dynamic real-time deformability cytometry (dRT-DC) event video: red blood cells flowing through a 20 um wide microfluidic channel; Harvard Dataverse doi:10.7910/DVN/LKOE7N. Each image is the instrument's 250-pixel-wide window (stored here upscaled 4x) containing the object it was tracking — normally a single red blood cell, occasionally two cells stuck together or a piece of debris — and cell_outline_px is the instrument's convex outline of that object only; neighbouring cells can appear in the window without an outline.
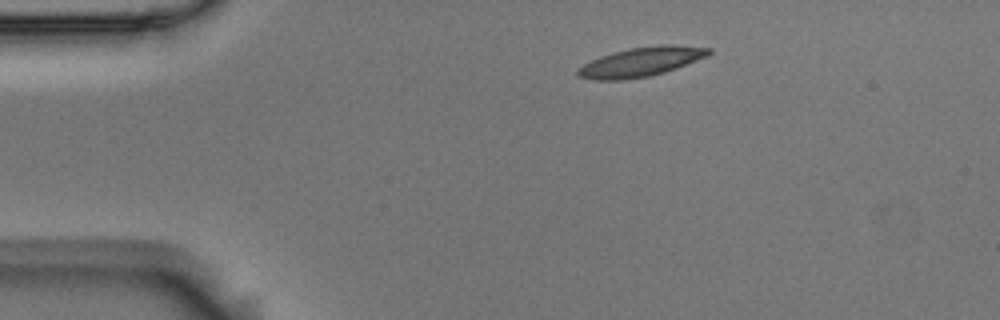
{"species": "Egyptian fruit bat (a non-hibernating species)", "species_latin": "Rousettus aegyptiacus", "temperature_condition": "room temperature", "stored_images_in_passage": 22, "camera_frame_rate_fps": 3000, "um_per_image_px": 0.085, "animal": {"sex": "male"}, "frame": {"image": 1, "passage_image": 1, "time_ms": 0.0, "image_size_px": [1000, 320], "cell_outline_px": [[712, 52], [708, 56], [664, 72], [648, 76], [624, 80], [592, 80], [580, 76], [576, 72], [576, 68], [600, 56], [612, 52], [628, 48], [660, 44], [672, 44], [712, 48]], "centroid_in_image_um": [54.49, 5.24], "position_along_channel_um": 30.5, "area_um2": 22.43}}
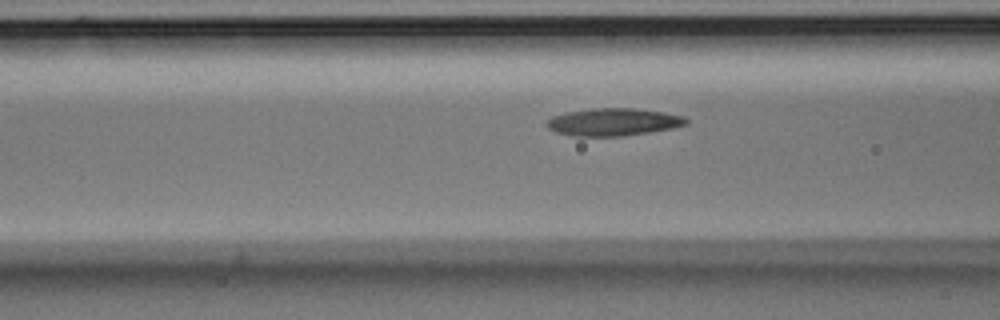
{"frame": {"image": 2, "passage_image": 12, "time_ms": 3.667, "image_size_px": [1000, 320], "cell_outline_px": [[688, 124], [672, 128], [624, 136], [572, 136], [556, 132], [548, 128], [544, 124], [552, 116], [564, 112], [592, 108], [636, 108], [664, 112], [684, 116], [688, 120]], "centroid_in_image_um": [52.11, 10.36], "position_along_channel_um": 114.5, "area_um2": 22.54}}
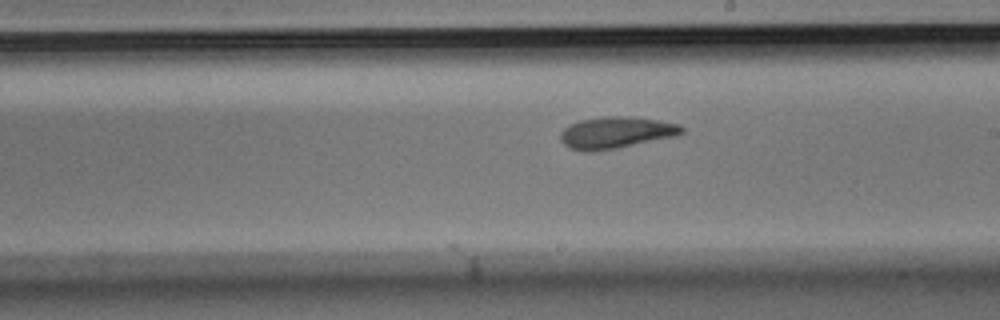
{"frame": {"image": 3, "passage_image": 22, "time_ms": 7.0, "image_size_px": [1000, 320], "cell_outline_px": [[684, 132], [676, 136], [616, 148], [592, 152], [584, 152], [568, 148], [560, 140], [560, 132], [568, 124], [580, 120], [604, 116], [632, 116], [660, 120], [680, 124], [684, 128]], "centroid_in_image_um": [52.34, 11.26], "position_along_channel_um": 236.7, "area_um2": 22.72}}